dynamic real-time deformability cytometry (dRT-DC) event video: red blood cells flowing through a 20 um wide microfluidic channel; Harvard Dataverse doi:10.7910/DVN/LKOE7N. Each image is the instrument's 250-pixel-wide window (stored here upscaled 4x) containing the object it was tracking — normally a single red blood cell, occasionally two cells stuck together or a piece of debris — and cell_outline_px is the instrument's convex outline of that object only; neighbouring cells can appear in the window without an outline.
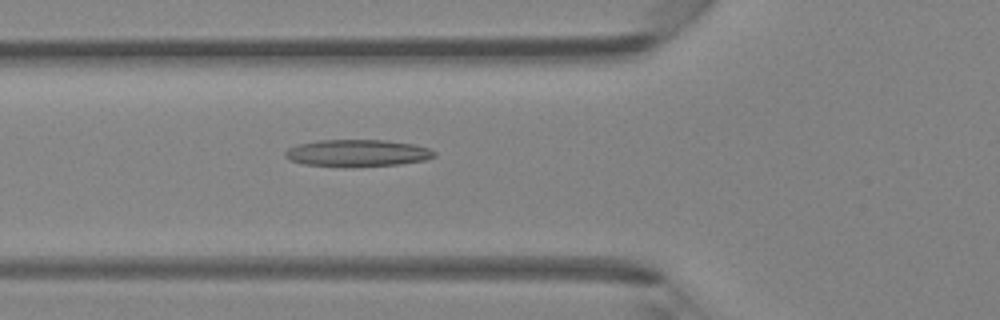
{"species": "Egyptian fruit bat (a non-hibernating species)", "species_latin": "Rousettus aegyptiacus", "temperature_condition": "room temperature", "stored_images_in_passage": 46, "camera_frame_rate_fps": 3000, "um_per_image_px": 0.085, "animal": {"sex": "female"}, "frame": {"image": 1, "passage_image": 17, "time_ms": 5.333, "image_size_px": [1000, 320], "cell_outline_px": [[436, 156], [424, 160], [400, 164], [304, 164], [288, 160], [284, 156], [284, 152], [288, 148], [296, 144], [320, 140], [384, 140], [416, 144], [428, 148], [436, 152]], "centroid_in_image_um": [30.38, 12.96], "position_along_channel_um": 95.4, "area_um2": 22.54}}
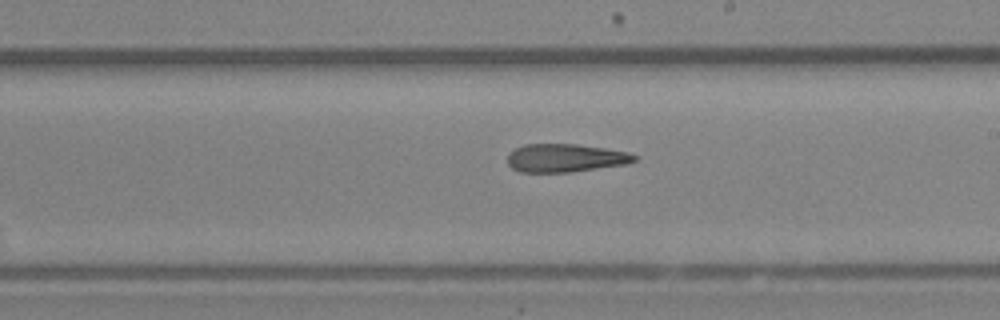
{"frame": {"image": 2, "passage_image": 27, "time_ms": 8.667, "image_size_px": [1000, 320], "cell_outline_px": [[636, 160], [628, 164], [568, 172], [520, 172], [512, 168], [508, 164], [508, 152], [524, 144], [576, 144], [604, 148], [628, 152], [636, 156]], "centroid_in_image_um": [48.03, 13.42], "position_along_channel_um": 241.0, "area_um2": 20.81}}
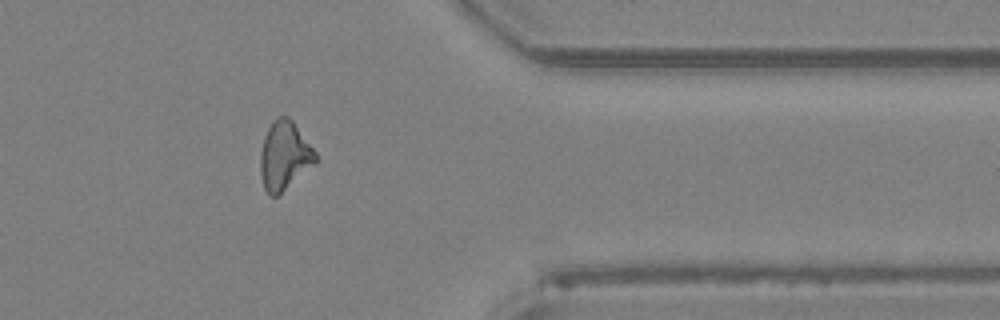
{"frame": {"image": 3, "passage_image": 38, "time_ms": 12.333, "image_size_px": [1000, 320], "cell_outline_px": [[316, 164], [276, 196], [268, 196], [264, 188], [260, 172], [260, 152], [264, 136], [272, 120], [276, 116], [288, 116], [292, 120], [316, 152]], "centroid_in_image_um": [24.16, 13.22], "position_along_channel_um": 387.2, "area_um2": 22.08}}